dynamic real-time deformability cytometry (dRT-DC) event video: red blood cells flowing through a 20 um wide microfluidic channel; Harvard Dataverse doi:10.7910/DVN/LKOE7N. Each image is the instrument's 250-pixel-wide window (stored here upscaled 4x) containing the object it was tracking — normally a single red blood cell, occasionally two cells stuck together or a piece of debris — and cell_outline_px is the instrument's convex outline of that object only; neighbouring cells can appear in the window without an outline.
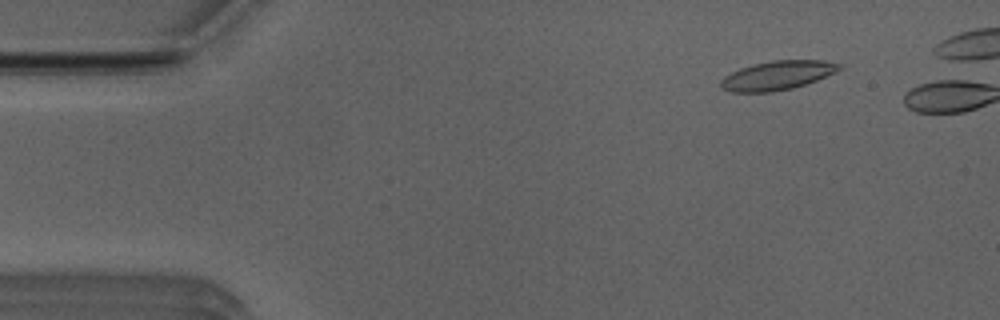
{"species": "Egyptian fruit bat (a non-hibernating species)", "species_latin": "Rousettus aegyptiacus", "temperature_condition": "room temperature", "stored_images_in_passage": 39, "camera_frame_rate_fps": 3000, "um_per_image_px": 0.085, "animal": {"sex": "male"}, "frame": {"image": 1, "passage_image": 2, "time_ms": 0.333, "image_size_px": [1000, 320], "cell_outline_px": [[844, 68], [816, 80], [792, 88], [772, 92], [732, 92], [720, 88], [720, 80], [724, 76], [740, 68], [752, 64], [772, 60], [824, 60], [844, 64]], "centroid_in_image_um": [66.08, 6.4], "position_along_channel_um": 18.9, "area_um2": 20.17}}
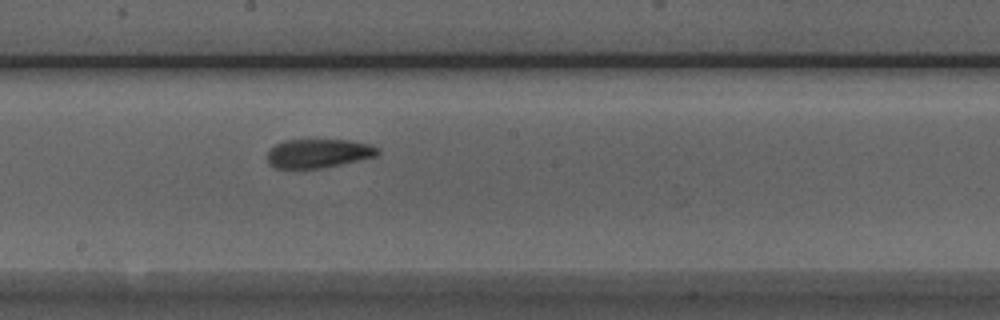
{"frame": {"image": 2, "passage_image": 24, "time_ms": 7.667, "image_size_px": [1000, 320], "cell_outline_px": [[380, 152], [376, 156], [340, 164], [320, 168], [276, 168], [268, 164], [268, 152], [276, 144], [284, 140], [352, 140], [368, 144], [380, 148]], "centroid_in_image_um": [27.07, 13.03], "position_along_channel_um": 221.1, "area_um2": 18.44}}
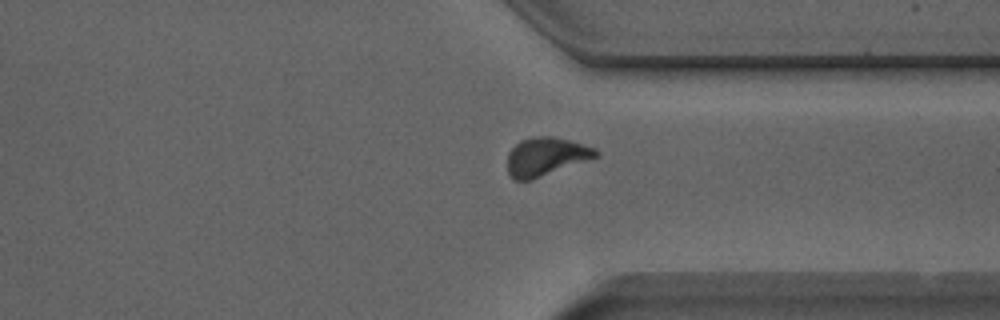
{"frame": {"image": 3, "passage_image": 35, "time_ms": 11.333, "image_size_px": [1000, 320], "cell_outline_px": [[600, 156], [532, 180], [516, 180], [508, 172], [508, 152], [520, 140], [532, 136], [552, 136], [584, 144], [596, 148], [600, 152]], "centroid_in_image_um": [46.43, 13.3], "position_along_channel_um": 365.0, "area_um2": 19.88}}